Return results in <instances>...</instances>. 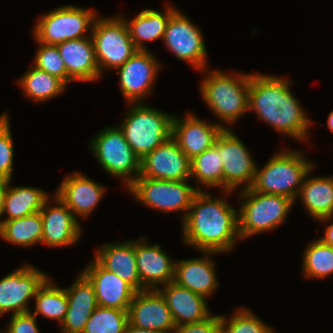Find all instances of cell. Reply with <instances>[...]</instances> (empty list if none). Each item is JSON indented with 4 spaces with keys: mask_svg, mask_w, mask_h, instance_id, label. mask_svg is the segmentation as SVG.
<instances>
[{
    "mask_svg": "<svg viewBox=\"0 0 333 333\" xmlns=\"http://www.w3.org/2000/svg\"><path fill=\"white\" fill-rule=\"evenodd\" d=\"M232 192L224 190L223 198H214L205 190L196 193L182 221V242L185 245L193 246L199 252L219 254L234 249L235 242L241 239L238 210L225 199Z\"/></svg>",
    "mask_w": 333,
    "mask_h": 333,
    "instance_id": "6da1fadb",
    "label": "cell"
},
{
    "mask_svg": "<svg viewBox=\"0 0 333 333\" xmlns=\"http://www.w3.org/2000/svg\"><path fill=\"white\" fill-rule=\"evenodd\" d=\"M293 84L295 82L286 77L251 73L249 110L278 133L305 142L313 121L292 94L290 86Z\"/></svg>",
    "mask_w": 333,
    "mask_h": 333,
    "instance_id": "7a4b0ae2",
    "label": "cell"
},
{
    "mask_svg": "<svg viewBox=\"0 0 333 333\" xmlns=\"http://www.w3.org/2000/svg\"><path fill=\"white\" fill-rule=\"evenodd\" d=\"M201 72H208L204 74L206 78H203L200 84L202 99L220 120L218 124L223 129H229L228 126L236 123L245 112L249 111L251 73H225L222 70L207 68Z\"/></svg>",
    "mask_w": 333,
    "mask_h": 333,
    "instance_id": "3957f363",
    "label": "cell"
},
{
    "mask_svg": "<svg viewBox=\"0 0 333 333\" xmlns=\"http://www.w3.org/2000/svg\"><path fill=\"white\" fill-rule=\"evenodd\" d=\"M314 165L299 150L281 149L261 169L256 167L250 188L264 194L286 196L295 202L306 175Z\"/></svg>",
    "mask_w": 333,
    "mask_h": 333,
    "instance_id": "277c9868",
    "label": "cell"
},
{
    "mask_svg": "<svg viewBox=\"0 0 333 333\" xmlns=\"http://www.w3.org/2000/svg\"><path fill=\"white\" fill-rule=\"evenodd\" d=\"M127 104L132 105L118 126L132 150L142 159L171 137L174 115L143 102Z\"/></svg>",
    "mask_w": 333,
    "mask_h": 333,
    "instance_id": "5b68a950",
    "label": "cell"
},
{
    "mask_svg": "<svg viewBox=\"0 0 333 333\" xmlns=\"http://www.w3.org/2000/svg\"><path fill=\"white\" fill-rule=\"evenodd\" d=\"M241 191L239 198L243 202L237 209L238 232L241 240L283 225L295 203L286 196L264 194L251 188Z\"/></svg>",
    "mask_w": 333,
    "mask_h": 333,
    "instance_id": "8992f818",
    "label": "cell"
},
{
    "mask_svg": "<svg viewBox=\"0 0 333 333\" xmlns=\"http://www.w3.org/2000/svg\"><path fill=\"white\" fill-rule=\"evenodd\" d=\"M89 147L104 172L123 180L126 188L139 176L141 159L125 140L119 126L100 130L90 140Z\"/></svg>",
    "mask_w": 333,
    "mask_h": 333,
    "instance_id": "52a82bcc",
    "label": "cell"
},
{
    "mask_svg": "<svg viewBox=\"0 0 333 333\" xmlns=\"http://www.w3.org/2000/svg\"><path fill=\"white\" fill-rule=\"evenodd\" d=\"M189 180L150 179L139 175L127 188L136 201L160 212H183L181 220L186 217L193 198L201 187L190 186Z\"/></svg>",
    "mask_w": 333,
    "mask_h": 333,
    "instance_id": "ba28073f",
    "label": "cell"
},
{
    "mask_svg": "<svg viewBox=\"0 0 333 333\" xmlns=\"http://www.w3.org/2000/svg\"><path fill=\"white\" fill-rule=\"evenodd\" d=\"M90 33L100 74L122 66L138 50L123 15L97 16Z\"/></svg>",
    "mask_w": 333,
    "mask_h": 333,
    "instance_id": "9c48e42d",
    "label": "cell"
},
{
    "mask_svg": "<svg viewBox=\"0 0 333 333\" xmlns=\"http://www.w3.org/2000/svg\"><path fill=\"white\" fill-rule=\"evenodd\" d=\"M95 11L75 5L59 6L38 17L33 29V37L38 42L52 45L90 37L91 34L87 31L92 29L94 20L98 16Z\"/></svg>",
    "mask_w": 333,
    "mask_h": 333,
    "instance_id": "30bf717a",
    "label": "cell"
},
{
    "mask_svg": "<svg viewBox=\"0 0 333 333\" xmlns=\"http://www.w3.org/2000/svg\"><path fill=\"white\" fill-rule=\"evenodd\" d=\"M214 146L221 152L223 165V190L235 191L242 184V189L250 188L253 184L257 164L252 154L235 135L231 128L223 129Z\"/></svg>",
    "mask_w": 333,
    "mask_h": 333,
    "instance_id": "8fae6325",
    "label": "cell"
},
{
    "mask_svg": "<svg viewBox=\"0 0 333 333\" xmlns=\"http://www.w3.org/2000/svg\"><path fill=\"white\" fill-rule=\"evenodd\" d=\"M199 27L178 8L171 14L163 42L176 57L197 70L208 68L207 48Z\"/></svg>",
    "mask_w": 333,
    "mask_h": 333,
    "instance_id": "7c38bea8",
    "label": "cell"
},
{
    "mask_svg": "<svg viewBox=\"0 0 333 333\" xmlns=\"http://www.w3.org/2000/svg\"><path fill=\"white\" fill-rule=\"evenodd\" d=\"M150 50H137L122 66L116 68L122 96L127 103H139L152 93L161 68Z\"/></svg>",
    "mask_w": 333,
    "mask_h": 333,
    "instance_id": "4fadbf2b",
    "label": "cell"
},
{
    "mask_svg": "<svg viewBox=\"0 0 333 333\" xmlns=\"http://www.w3.org/2000/svg\"><path fill=\"white\" fill-rule=\"evenodd\" d=\"M49 276L31 264L21 265L18 270L0 279V316L31 311L29 300Z\"/></svg>",
    "mask_w": 333,
    "mask_h": 333,
    "instance_id": "5bb4252c",
    "label": "cell"
},
{
    "mask_svg": "<svg viewBox=\"0 0 333 333\" xmlns=\"http://www.w3.org/2000/svg\"><path fill=\"white\" fill-rule=\"evenodd\" d=\"M150 179L190 180L191 160L170 137L140 161V174Z\"/></svg>",
    "mask_w": 333,
    "mask_h": 333,
    "instance_id": "9a60e30c",
    "label": "cell"
},
{
    "mask_svg": "<svg viewBox=\"0 0 333 333\" xmlns=\"http://www.w3.org/2000/svg\"><path fill=\"white\" fill-rule=\"evenodd\" d=\"M50 199L53 200V206ZM40 214L43 223L42 244L55 249L71 246L79 241L82 235L81 224L57 195L45 201Z\"/></svg>",
    "mask_w": 333,
    "mask_h": 333,
    "instance_id": "2e32d148",
    "label": "cell"
},
{
    "mask_svg": "<svg viewBox=\"0 0 333 333\" xmlns=\"http://www.w3.org/2000/svg\"><path fill=\"white\" fill-rule=\"evenodd\" d=\"M128 323L139 328L172 333L175 323L161 292L156 289L136 291L128 308Z\"/></svg>",
    "mask_w": 333,
    "mask_h": 333,
    "instance_id": "e0dca14e",
    "label": "cell"
},
{
    "mask_svg": "<svg viewBox=\"0 0 333 333\" xmlns=\"http://www.w3.org/2000/svg\"><path fill=\"white\" fill-rule=\"evenodd\" d=\"M223 127L217 122L210 123L194 113H188L183 118L174 115L171 137L180 149L191 160L203 151L214 146Z\"/></svg>",
    "mask_w": 333,
    "mask_h": 333,
    "instance_id": "ac0fdd59",
    "label": "cell"
},
{
    "mask_svg": "<svg viewBox=\"0 0 333 333\" xmlns=\"http://www.w3.org/2000/svg\"><path fill=\"white\" fill-rule=\"evenodd\" d=\"M81 273L92 284L98 306L128 310L136 290L125 280L105 269L95 258Z\"/></svg>",
    "mask_w": 333,
    "mask_h": 333,
    "instance_id": "d6986e66",
    "label": "cell"
},
{
    "mask_svg": "<svg viewBox=\"0 0 333 333\" xmlns=\"http://www.w3.org/2000/svg\"><path fill=\"white\" fill-rule=\"evenodd\" d=\"M106 188L80 171L65 176L55 195L79 221L91 215L103 198ZM80 216V217H79ZM79 218V219H78Z\"/></svg>",
    "mask_w": 333,
    "mask_h": 333,
    "instance_id": "ffe728a7",
    "label": "cell"
},
{
    "mask_svg": "<svg viewBox=\"0 0 333 333\" xmlns=\"http://www.w3.org/2000/svg\"><path fill=\"white\" fill-rule=\"evenodd\" d=\"M146 240L141 236L135 241L138 275L145 289L156 290L174 280L175 260L159 244L149 245Z\"/></svg>",
    "mask_w": 333,
    "mask_h": 333,
    "instance_id": "44dd1931",
    "label": "cell"
},
{
    "mask_svg": "<svg viewBox=\"0 0 333 333\" xmlns=\"http://www.w3.org/2000/svg\"><path fill=\"white\" fill-rule=\"evenodd\" d=\"M202 257L175 261L174 282L181 287L198 293L208 299L219 286L212 255L217 252H204Z\"/></svg>",
    "mask_w": 333,
    "mask_h": 333,
    "instance_id": "7402d4cb",
    "label": "cell"
},
{
    "mask_svg": "<svg viewBox=\"0 0 333 333\" xmlns=\"http://www.w3.org/2000/svg\"><path fill=\"white\" fill-rule=\"evenodd\" d=\"M158 290L166 300L175 326L202 322L213 314L208 308L206 297L181 287L174 281Z\"/></svg>",
    "mask_w": 333,
    "mask_h": 333,
    "instance_id": "603a6c76",
    "label": "cell"
},
{
    "mask_svg": "<svg viewBox=\"0 0 333 333\" xmlns=\"http://www.w3.org/2000/svg\"><path fill=\"white\" fill-rule=\"evenodd\" d=\"M72 81L91 82L101 78L93 40L78 38L56 45Z\"/></svg>",
    "mask_w": 333,
    "mask_h": 333,
    "instance_id": "cb8c5ba5",
    "label": "cell"
},
{
    "mask_svg": "<svg viewBox=\"0 0 333 333\" xmlns=\"http://www.w3.org/2000/svg\"><path fill=\"white\" fill-rule=\"evenodd\" d=\"M68 308L61 323L62 333H82L93 311L97 308L94 288L90 281L80 273L71 287L65 288Z\"/></svg>",
    "mask_w": 333,
    "mask_h": 333,
    "instance_id": "d4e9b609",
    "label": "cell"
},
{
    "mask_svg": "<svg viewBox=\"0 0 333 333\" xmlns=\"http://www.w3.org/2000/svg\"><path fill=\"white\" fill-rule=\"evenodd\" d=\"M95 259L107 270L125 280L136 291L146 290L140 281L135 257V241L127 240L103 244L95 252Z\"/></svg>",
    "mask_w": 333,
    "mask_h": 333,
    "instance_id": "484cf974",
    "label": "cell"
},
{
    "mask_svg": "<svg viewBox=\"0 0 333 333\" xmlns=\"http://www.w3.org/2000/svg\"><path fill=\"white\" fill-rule=\"evenodd\" d=\"M313 170L306 175L297 199L314 220L328 224L333 221V175L309 177Z\"/></svg>",
    "mask_w": 333,
    "mask_h": 333,
    "instance_id": "4316f807",
    "label": "cell"
},
{
    "mask_svg": "<svg viewBox=\"0 0 333 333\" xmlns=\"http://www.w3.org/2000/svg\"><path fill=\"white\" fill-rule=\"evenodd\" d=\"M169 4L164 7V12L144 9L130 20L124 18L130 38L138 50H148L145 41L163 40L169 18L177 9L176 6L171 5L172 3Z\"/></svg>",
    "mask_w": 333,
    "mask_h": 333,
    "instance_id": "83f0119b",
    "label": "cell"
},
{
    "mask_svg": "<svg viewBox=\"0 0 333 333\" xmlns=\"http://www.w3.org/2000/svg\"><path fill=\"white\" fill-rule=\"evenodd\" d=\"M11 181L9 180L7 183L2 214L6 217L2 221L18 219L39 212L50 197L46 191L37 187L10 186Z\"/></svg>",
    "mask_w": 333,
    "mask_h": 333,
    "instance_id": "f1b7e54d",
    "label": "cell"
},
{
    "mask_svg": "<svg viewBox=\"0 0 333 333\" xmlns=\"http://www.w3.org/2000/svg\"><path fill=\"white\" fill-rule=\"evenodd\" d=\"M19 82V83H18ZM26 97L34 102H46L66 90V84L32 65L17 81Z\"/></svg>",
    "mask_w": 333,
    "mask_h": 333,
    "instance_id": "f546056e",
    "label": "cell"
},
{
    "mask_svg": "<svg viewBox=\"0 0 333 333\" xmlns=\"http://www.w3.org/2000/svg\"><path fill=\"white\" fill-rule=\"evenodd\" d=\"M43 223L40 211L22 218L2 221L0 238L19 247L41 243Z\"/></svg>",
    "mask_w": 333,
    "mask_h": 333,
    "instance_id": "4dcf8cb0",
    "label": "cell"
},
{
    "mask_svg": "<svg viewBox=\"0 0 333 333\" xmlns=\"http://www.w3.org/2000/svg\"><path fill=\"white\" fill-rule=\"evenodd\" d=\"M34 316L42 315V317L55 320L61 325L65 318L68 299L65 288H60L48 277L36 291Z\"/></svg>",
    "mask_w": 333,
    "mask_h": 333,
    "instance_id": "1f68e13d",
    "label": "cell"
},
{
    "mask_svg": "<svg viewBox=\"0 0 333 333\" xmlns=\"http://www.w3.org/2000/svg\"><path fill=\"white\" fill-rule=\"evenodd\" d=\"M191 178L197 184L223 189V165L221 152L213 146L191 159Z\"/></svg>",
    "mask_w": 333,
    "mask_h": 333,
    "instance_id": "d6a6232c",
    "label": "cell"
},
{
    "mask_svg": "<svg viewBox=\"0 0 333 333\" xmlns=\"http://www.w3.org/2000/svg\"><path fill=\"white\" fill-rule=\"evenodd\" d=\"M302 260V273L305 278L325 279L333 275V247L318 238L308 243Z\"/></svg>",
    "mask_w": 333,
    "mask_h": 333,
    "instance_id": "836d02e7",
    "label": "cell"
},
{
    "mask_svg": "<svg viewBox=\"0 0 333 333\" xmlns=\"http://www.w3.org/2000/svg\"><path fill=\"white\" fill-rule=\"evenodd\" d=\"M128 310L97 306L82 333H124Z\"/></svg>",
    "mask_w": 333,
    "mask_h": 333,
    "instance_id": "e575fe53",
    "label": "cell"
},
{
    "mask_svg": "<svg viewBox=\"0 0 333 333\" xmlns=\"http://www.w3.org/2000/svg\"><path fill=\"white\" fill-rule=\"evenodd\" d=\"M253 311L241 307L234 310L230 318L220 315L221 333H275L269 325L258 318Z\"/></svg>",
    "mask_w": 333,
    "mask_h": 333,
    "instance_id": "d590c367",
    "label": "cell"
},
{
    "mask_svg": "<svg viewBox=\"0 0 333 333\" xmlns=\"http://www.w3.org/2000/svg\"><path fill=\"white\" fill-rule=\"evenodd\" d=\"M37 42L38 47L34 56L33 65L40 70L47 72L50 75L58 77L66 85L72 80L67 76L64 61L61 58L56 45Z\"/></svg>",
    "mask_w": 333,
    "mask_h": 333,
    "instance_id": "8d00e7d4",
    "label": "cell"
},
{
    "mask_svg": "<svg viewBox=\"0 0 333 333\" xmlns=\"http://www.w3.org/2000/svg\"><path fill=\"white\" fill-rule=\"evenodd\" d=\"M9 115H0V178L12 180L14 163V143Z\"/></svg>",
    "mask_w": 333,
    "mask_h": 333,
    "instance_id": "74e56055",
    "label": "cell"
},
{
    "mask_svg": "<svg viewBox=\"0 0 333 333\" xmlns=\"http://www.w3.org/2000/svg\"><path fill=\"white\" fill-rule=\"evenodd\" d=\"M5 333H40L37 317L32 311L11 315Z\"/></svg>",
    "mask_w": 333,
    "mask_h": 333,
    "instance_id": "f35d334b",
    "label": "cell"
},
{
    "mask_svg": "<svg viewBox=\"0 0 333 333\" xmlns=\"http://www.w3.org/2000/svg\"><path fill=\"white\" fill-rule=\"evenodd\" d=\"M172 333H221L220 315L212 314L202 322L176 326Z\"/></svg>",
    "mask_w": 333,
    "mask_h": 333,
    "instance_id": "ab89813d",
    "label": "cell"
},
{
    "mask_svg": "<svg viewBox=\"0 0 333 333\" xmlns=\"http://www.w3.org/2000/svg\"><path fill=\"white\" fill-rule=\"evenodd\" d=\"M324 231L323 237H319V239L323 243L333 247V223L327 225Z\"/></svg>",
    "mask_w": 333,
    "mask_h": 333,
    "instance_id": "60d3db41",
    "label": "cell"
},
{
    "mask_svg": "<svg viewBox=\"0 0 333 333\" xmlns=\"http://www.w3.org/2000/svg\"><path fill=\"white\" fill-rule=\"evenodd\" d=\"M8 180L1 179L0 178V225L2 223V214H3V208H4V197L6 193Z\"/></svg>",
    "mask_w": 333,
    "mask_h": 333,
    "instance_id": "b9f144b4",
    "label": "cell"
},
{
    "mask_svg": "<svg viewBox=\"0 0 333 333\" xmlns=\"http://www.w3.org/2000/svg\"><path fill=\"white\" fill-rule=\"evenodd\" d=\"M124 333H165V332L159 330H149V329L139 328L127 323Z\"/></svg>",
    "mask_w": 333,
    "mask_h": 333,
    "instance_id": "7bdbcfd3",
    "label": "cell"
},
{
    "mask_svg": "<svg viewBox=\"0 0 333 333\" xmlns=\"http://www.w3.org/2000/svg\"><path fill=\"white\" fill-rule=\"evenodd\" d=\"M326 124L328 129L333 132V110L329 113Z\"/></svg>",
    "mask_w": 333,
    "mask_h": 333,
    "instance_id": "ee69618b",
    "label": "cell"
}]
</instances>
